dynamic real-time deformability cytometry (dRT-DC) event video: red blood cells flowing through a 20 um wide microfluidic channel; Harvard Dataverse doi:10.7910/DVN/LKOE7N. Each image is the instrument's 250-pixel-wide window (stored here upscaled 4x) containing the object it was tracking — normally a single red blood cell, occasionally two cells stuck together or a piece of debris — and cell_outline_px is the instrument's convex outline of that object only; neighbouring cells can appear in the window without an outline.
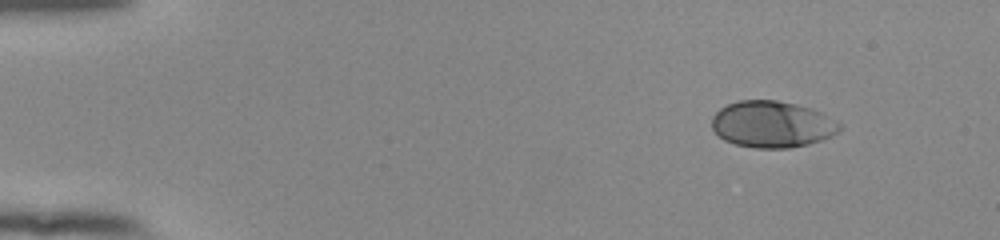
{"species": "human", "species_latin": "Homo sapiens", "temperature_condition": "room temperature", "stored_images_in_passage": 49, "camera_frame_rate_fps": 3000, "um_per_image_px": 0.085, "donor": {"sex": "female"}, "frame": {"image": 1, "passage_image": 1, "time_ms": 0.0, "image_size_px": [1000, 240], "cell_outline_px": [[840, 132], [820, 140], [808, 144], [788, 148], [756, 148], [736, 144], [724, 140], [712, 128], [712, 116], [720, 108], [728, 104], [740, 100], [776, 100], [796, 104], [820, 112], [840, 124]], "centroid_in_image_um": [65.6, 10.56], "position_along_channel_um": 19.4, "area_um2": 34.33}}
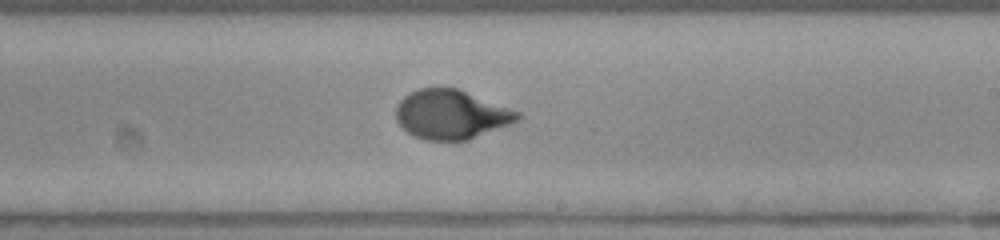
{"frame": {"image": 2, "passage_image": 28, "time_ms": 9.0, "image_size_px": [1000, 240], "cell_outline_px": [[520, 120], [512, 124], [468, 140], [424, 140], [408, 132], [396, 120], [396, 108], [400, 100], [404, 96], [420, 88], [460, 88], [520, 112]], "centroid_in_image_um": [38.39, 9.73], "position_along_channel_um": 250.6, "area_um2": 34.91}}
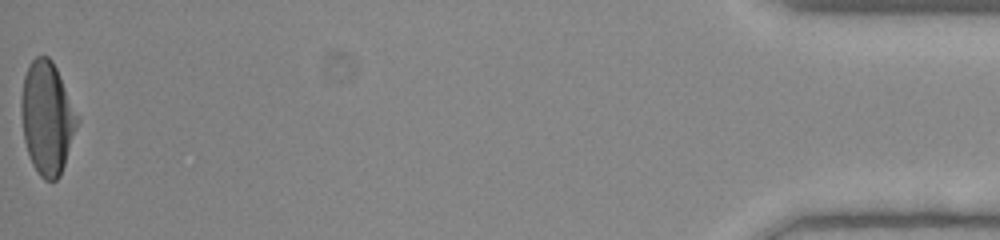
{"frame": {"image": 3, "passage_image": 49, "time_ms": 16.0, "image_size_px": [1000, 240], "cell_outline_px": [[80, 120], [60, 176], [56, 180], [44, 180], [36, 172], [32, 164], [24, 140], [20, 112], [20, 100], [24, 76], [28, 64], [36, 56], [48, 56], [52, 60], [80, 116]], "centroid_in_image_um": [4.0, 10.01], "position_along_channel_um": 431.2, "area_um2": 37.22}, "authors_computed_cell_mechanics": {"area_um2": 34.8534, "velocity_mm_per_s": 3.8697, "shape_relaxation_time_tau1_ms": 3.9668, "shape_relaxation_time_tau2_ms": null, "deformation_change_tau1": 0.2003, "deformation_change_tau2": null}}